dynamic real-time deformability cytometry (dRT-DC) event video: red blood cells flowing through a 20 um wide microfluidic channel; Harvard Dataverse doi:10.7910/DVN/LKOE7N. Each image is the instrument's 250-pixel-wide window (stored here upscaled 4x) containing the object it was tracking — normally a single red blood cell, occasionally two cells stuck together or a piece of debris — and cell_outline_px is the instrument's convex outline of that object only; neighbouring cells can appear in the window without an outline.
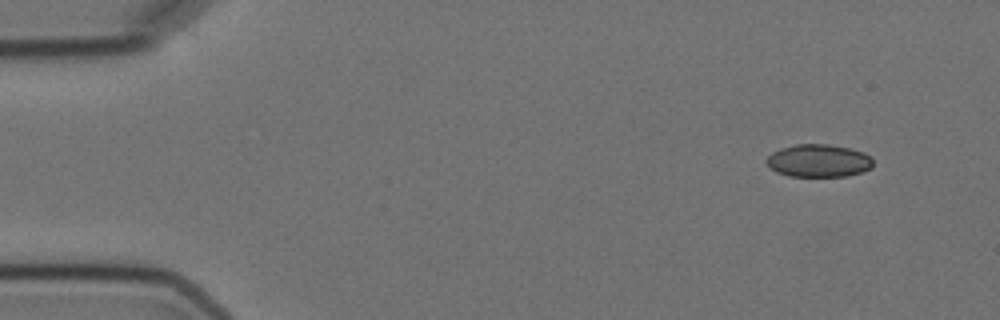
{"species": "Egyptian fruit bat (a non-hibernating species)", "species_latin": "Rousettus aegyptiacus", "temperature_condition": "cold", "stored_images_in_passage": 4, "camera_frame_rate_fps": 3000, "um_per_image_px": 0.085, "animal": {"sex": "female"}, "frame": {"image": 1, "passage_image": 1, "time_ms": 0.0, "image_size_px": [1000, 320], "cell_outline_px": [[872, 168], [860, 172], [844, 176], [788, 176], [776, 172], [768, 168], [764, 160], [772, 152], [780, 148], [796, 144], [828, 144], [848, 148], [864, 152], [872, 156]], "centroid_in_image_um": [69.54, 13.66], "position_along_channel_um": 15.5, "area_um2": 20.52}}
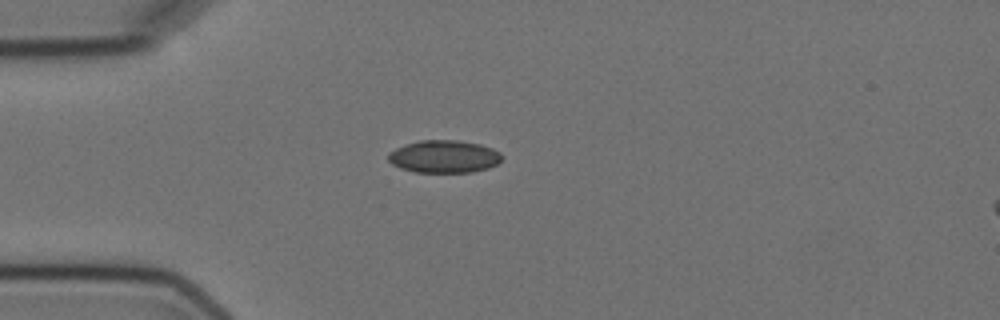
{"frame": {"image": 2, "passage_image": 4, "time_ms": 3.333, "image_size_px": [1000, 320], "cell_outline_px": [[500, 160], [496, 164], [488, 168], [472, 172], [416, 172], [400, 168], [392, 164], [388, 160], [388, 152], [396, 148], [420, 140], [460, 140], [480, 144], [492, 148], [500, 152]], "centroid_in_image_um": [37.73, 13.3], "position_along_channel_um": 47.3, "area_um2": 21.5}}